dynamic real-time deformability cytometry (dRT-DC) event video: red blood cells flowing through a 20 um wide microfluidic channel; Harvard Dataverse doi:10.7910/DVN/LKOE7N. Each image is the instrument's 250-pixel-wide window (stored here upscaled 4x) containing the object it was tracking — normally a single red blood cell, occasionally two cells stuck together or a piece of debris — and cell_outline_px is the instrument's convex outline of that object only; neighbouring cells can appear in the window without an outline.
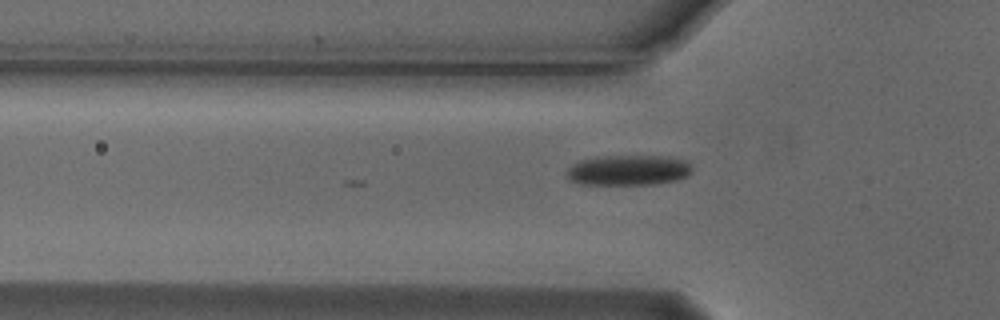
{"species": "Egyptian fruit bat (a non-hibernating species)", "species_latin": "Rousettus aegyptiacus", "temperature_condition": "cold", "stored_images_in_passage": 3, "camera_frame_rate_fps": 3000, "um_per_image_px": 0.085, "animal": {"sex": "male"}, "frame": {"image": 1, "passage_image": 3, "time_ms": 0.667, "image_size_px": [1000, 320], "cell_outline_px": [[692, 172], [688, 176], [676, 180], [656, 184], [580, 184], [568, 180], [568, 168], [572, 164], [580, 160], [604, 156], [672, 156], [688, 160], [692, 168]], "centroid_in_image_um": [53.47, 14.46], "position_along_channel_um": 72.3, "area_um2": 22.37}}